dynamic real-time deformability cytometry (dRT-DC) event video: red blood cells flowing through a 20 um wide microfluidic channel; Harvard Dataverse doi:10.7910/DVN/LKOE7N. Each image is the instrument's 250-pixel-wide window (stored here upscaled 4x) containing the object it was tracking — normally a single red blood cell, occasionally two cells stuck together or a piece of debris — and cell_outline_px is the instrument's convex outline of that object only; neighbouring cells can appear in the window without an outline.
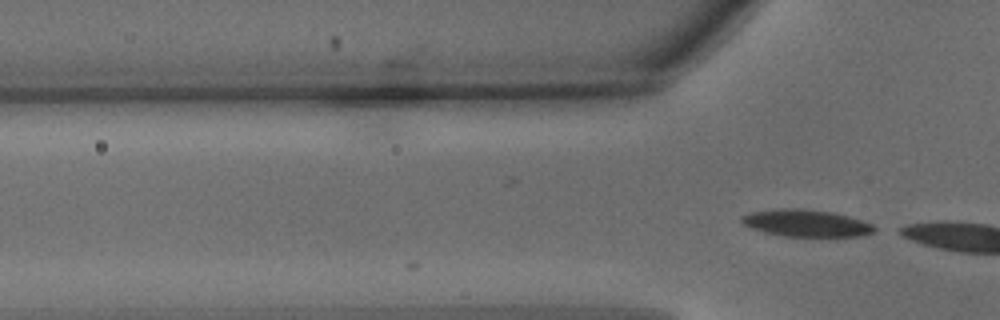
{"species": "common noctule bat (a hibernating species)", "species_latin": "Nyctalus noctula", "temperature_condition": "warm", "stored_images_in_passage": 12, "camera_frame_rate_fps": 3000, "um_per_image_px": 0.085, "animal": {"sex": "male", "body_mass_g": 15.6}, "frame": {"image": 1, "passage_image": 12, "time_ms": 3.667, "image_size_px": [1000, 320], "cell_outline_px": [[880, 228], [876, 232], [860, 236], [784, 236], [764, 232], [752, 228], [744, 224], [740, 220], [740, 216], [752, 212], [776, 208], [804, 208], [832, 212], [848, 216], [872, 224]], "centroid_in_image_um": [68.55, 18.96], "position_along_channel_um": 57.3, "area_um2": 21.04}}